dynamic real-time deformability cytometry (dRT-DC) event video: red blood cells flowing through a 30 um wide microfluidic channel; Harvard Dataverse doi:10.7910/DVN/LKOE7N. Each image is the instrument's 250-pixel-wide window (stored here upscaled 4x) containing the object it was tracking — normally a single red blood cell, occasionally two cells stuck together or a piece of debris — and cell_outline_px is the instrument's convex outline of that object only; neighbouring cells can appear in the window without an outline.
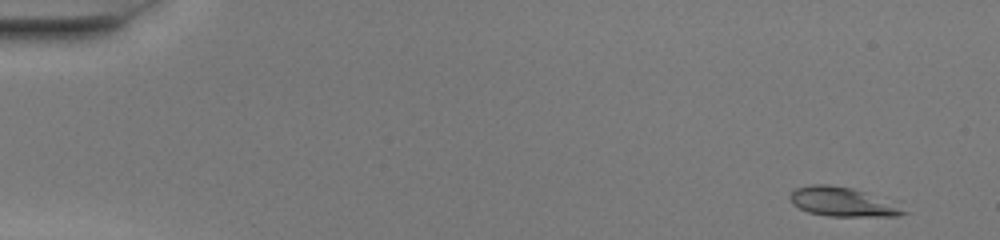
{"species": "common noctule bat (a hibernating species)", "species_latin": "Nyctalus noctula", "temperature_condition": "warm", "stored_images_in_passage": 50, "segment_of_instrument_passage": [1, 2], "camera_frame_rate_fps": 3000, "um_per_image_px": 0.085, "animal": {"sex": "female", "body_mass_g": 20.0, "forearm_length_mm": 54.0}, "frame": {"image": 1, "passage_image": 1, "time_ms": 0.0, "image_size_px": [1000, 240], "cell_outline_px": [[908, 212], [900, 216], [828, 216], [808, 212], [792, 204], [788, 196], [796, 188], [812, 184], [828, 184], [852, 188], [900, 200]], "centroid_in_image_um": [71.78, 17.15], "position_along_channel_um": 13.2, "area_um2": 20.17}}
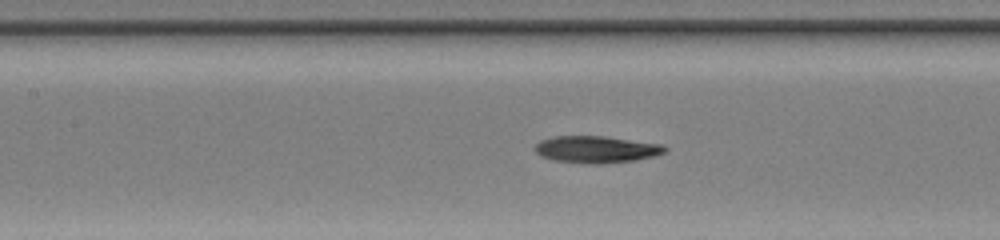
{"frame": {"image": 2, "passage_image": 22, "time_ms": 7.0, "image_size_px": [1000, 240], "cell_outline_px": [[668, 148], [664, 152], [656, 156], [636, 160], [600, 164], [584, 164], [556, 160], [540, 156], [536, 152], [536, 144], [540, 140], [552, 136], [604, 136], [660, 144]], "centroid_in_image_um": [50.68, 12.7], "position_along_channel_um": 156.7, "area_um2": 20.4}}
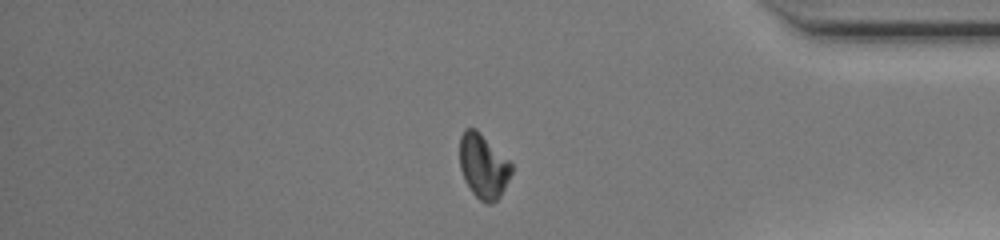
{"frame": {"image": 3, "passage_image": 41, "time_ms": 13.333, "image_size_px": [1000, 240], "cell_outline_px": [[512, 172], [500, 196], [492, 204], [488, 204], [480, 200], [472, 192], [464, 180], [460, 168], [460, 136], [464, 128], [476, 128], [512, 164]], "centroid_in_image_um": [41.06, 14.12], "position_along_channel_um": 394.1, "area_um2": 19.31}}